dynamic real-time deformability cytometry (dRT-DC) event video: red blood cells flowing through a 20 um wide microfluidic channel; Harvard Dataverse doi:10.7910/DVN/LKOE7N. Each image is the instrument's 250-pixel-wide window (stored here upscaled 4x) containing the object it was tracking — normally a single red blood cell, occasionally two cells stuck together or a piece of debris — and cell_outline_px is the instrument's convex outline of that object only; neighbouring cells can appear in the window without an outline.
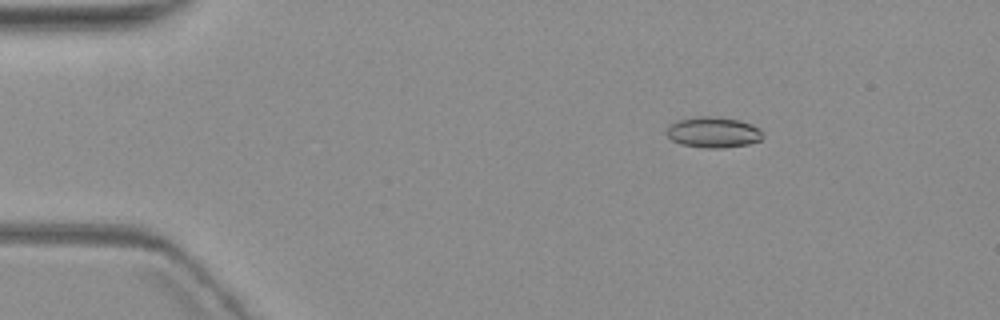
{"species": "common noctule bat (a hibernating species)", "species_latin": "Nyctalus noctula", "temperature_condition": "warm", "stored_images_in_passage": 5, "camera_frame_rate_fps": 3000, "um_per_image_px": 0.085, "animal": {"sex": "female", "body_mass_g": 19.3, "forearm_length_mm": 54.1}, "frame": {"image": 1, "passage_image": 2, "time_ms": 1.333, "image_size_px": [1000, 320], "cell_outline_px": [[764, 136], [760, 140], [748, 144], [724, 148], [708, 148], [680, 144], [672, 140], [668, 136], [668, 124], [680, 120], [696, 116], [720, 116], [740, 120], [752, 124], [760, 128], [764, 132]], "centroid_in_image_um": [60.68, 11.23], "position_along_channel_um": 24.3, "area_um2": 17.46}}
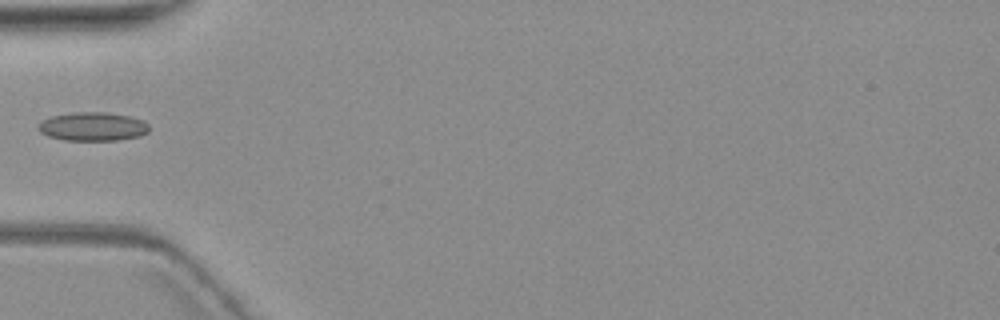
{"frame": {"image": 2, "passage_image": 5, "time_ms": 5.0, "image_size_px": [1000, 320], "cell_outline_px": [[148, 132], [140, 136], [116, 140], [64, 140], [48, 136], [40, 132], [36, 128], [36, 124], [40, 120], [52, 116], [76, 112], [108, 112], [128, 116], [144, 120], [148, 124]], "centroid_in_image_um": [7.84, 10.75], "position_along_channel_um": 77.2, "area_um2": 18.67}}